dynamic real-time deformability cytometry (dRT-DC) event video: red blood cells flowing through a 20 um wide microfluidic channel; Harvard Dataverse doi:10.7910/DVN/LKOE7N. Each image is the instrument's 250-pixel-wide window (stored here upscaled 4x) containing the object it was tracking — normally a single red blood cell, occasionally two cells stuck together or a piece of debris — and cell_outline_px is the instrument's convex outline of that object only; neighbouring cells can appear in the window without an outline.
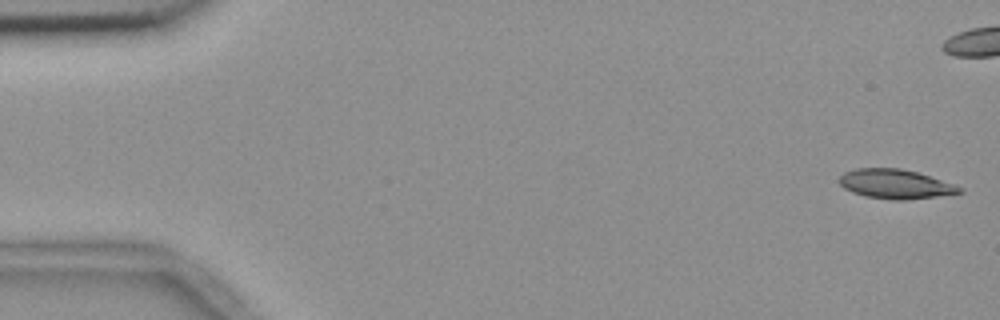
{"species": "common noctule bat (a hibernating species)", "species_latin": "Nyctalus noctula", "temperature_condition": "room temperature", "stored_images_in_passage": 56, "camera_frame_rate_fps": 3000, "um_per_image_px": 0.085, "animal": {"sex": "female", "body_mass_g": 18.4}, "frame": {"image": 1, "passage_image": 1, "time_ms": 0.0, "image_size_px": [1000, 320], "cell_outline_px": [[964, 192], [936, 196], [904, 200], [892, 200], [864, 196], [852, 192], [844, 188], [840, 184], [840, 176], [844, 172], [856, 168], [900, 168], [916, 172], [956, 184], [964, 188]], "centroid_in_image_um": [76.12, 15.64], "position_along_channel_um": 8.9, "area_um2": 20.58}}
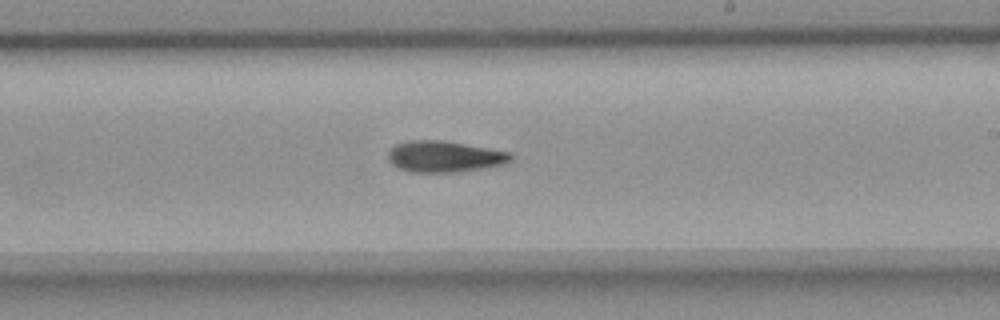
{"frame": {"image": 2, "passage_image": 32, "time_ms": 10.333, "image_size_px": [1000, 320], "cell_outline_px": [[512, 160], [504, 164], [484, 168], [456, 172], [408, 172], [392, 164], [388, 160], [388, 152], [396, 144], [408, 140], [440, 140], [512, 152]], "centroid_in_image_um": [37.78, 13.31], "position_along_channel_um": 251.2, "area_um2": 22.31}}
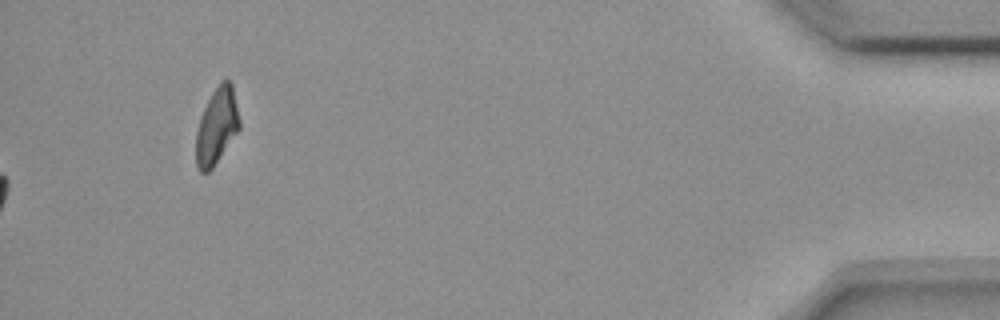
{"frame": {"image": 3, "passage_image": 56, "time_ms": 18.333, "image_size_px": [1000, 320], "cell_outline_px": [[240, 128], [212, 168], [208, 172], [200, 172], [196, 164], [196, 132], [200, 116], [212, 92], [220, 80], [228, 80], [232, 84], [240, 120]], "centroid_in_image_um": [18.41, 10.7], "position_along_channel_um": 416.8, "area_um2": 19.19}}